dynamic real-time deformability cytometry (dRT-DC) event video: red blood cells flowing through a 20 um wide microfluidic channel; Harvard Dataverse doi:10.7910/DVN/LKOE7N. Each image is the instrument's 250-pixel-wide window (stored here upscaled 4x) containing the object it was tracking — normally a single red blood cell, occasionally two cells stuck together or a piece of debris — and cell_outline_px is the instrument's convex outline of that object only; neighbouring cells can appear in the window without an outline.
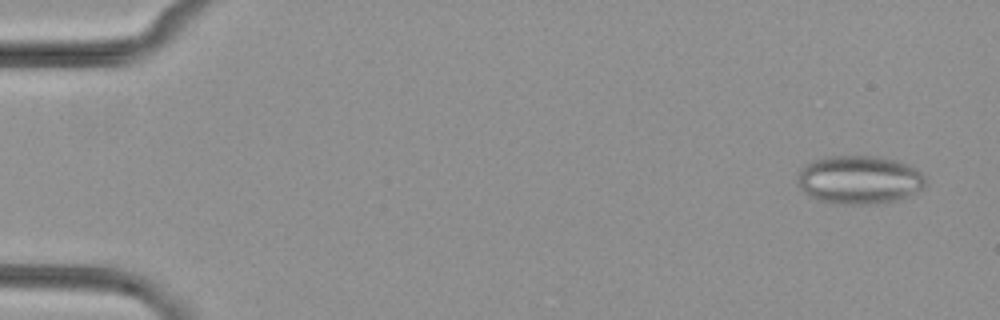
{"species": "common noctule bat (a hibernating species)", "species_latin": "Nyctalus noctula", "temperature_condition": "cold", "stored_images_in_passage": 53, "camera_frame_rate_fps": 3000, "um_per_image_px": 0.085, "animal": {"sex": "female", "body_mass_g": 29.2, "forearm_length_mm": 56.3}, "frame": {"image": 1, "passage_image": 3, "time_ms": 0.667, "image_size_px": [1000, 320], "cell_outline_px": [[924, 188], [920, 192], [896, 200], [868, 204], [840, 204], [820, 200], [808, 196], [796, 184], [796, 176], [800, 168], [804, 164], [828, 156], [876, 156], [896, 160], [908, 164], [916, 168], [924, 176]], "centroid_in_image_um": [73.01, 15.28], "position_along_channel_um": 12.0, "area_um2": 36.41}}
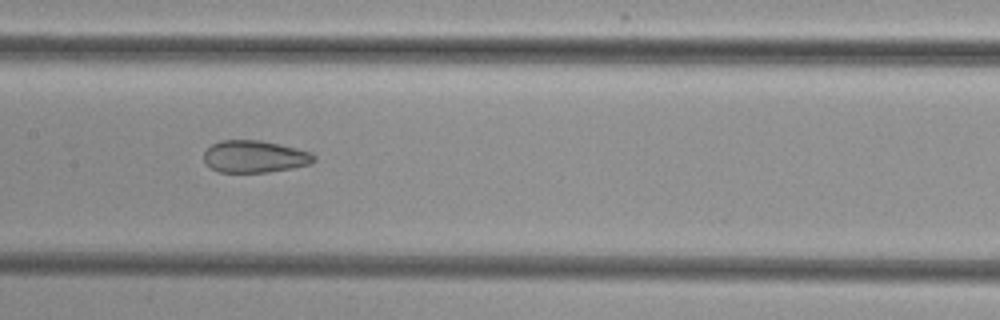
{"frame": {"image": 2, "passage_image": 27, "time_ms": 8.667, "image_size_px": [1000, 320], "cell_outline_px": [[316, 160], [312, 164], [292, 168], [268, 172], [220, 172], [212, 168], [204, 160], [204, 152], [212, 144], [220, 140], [260, 140], [296, 148], [312, 152], [316, 156]], "centroid_in_image_um": [21.69, 13.3], "position_along_channel_um": 185.7, "area_um2": 20.63}}
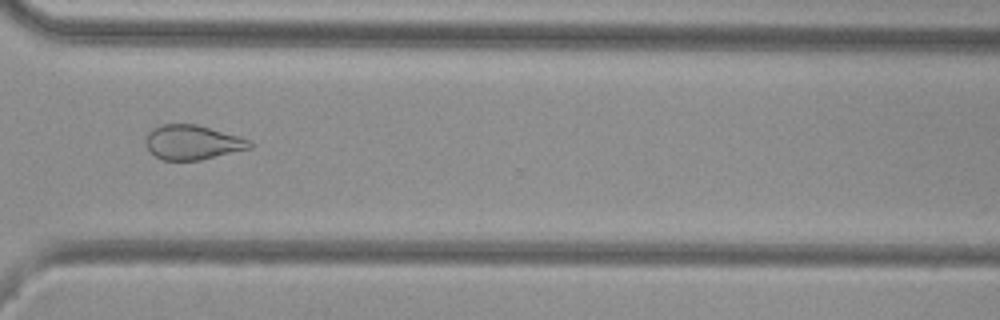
{"frame": {"image": 3, "passage_image": 40, "time_ms": 13.0, "image_size_px": [1000, 320], "cell_outline_px": [[252, 148], [200, 160], [160, 160], [148, 152], [148, 132], [160, 124], [196, 124], [252, 140]], "centroid_in_image_um": [16.38, 12.11], "position_along_channel_um": 354.2, "area_um2": 20.87}}